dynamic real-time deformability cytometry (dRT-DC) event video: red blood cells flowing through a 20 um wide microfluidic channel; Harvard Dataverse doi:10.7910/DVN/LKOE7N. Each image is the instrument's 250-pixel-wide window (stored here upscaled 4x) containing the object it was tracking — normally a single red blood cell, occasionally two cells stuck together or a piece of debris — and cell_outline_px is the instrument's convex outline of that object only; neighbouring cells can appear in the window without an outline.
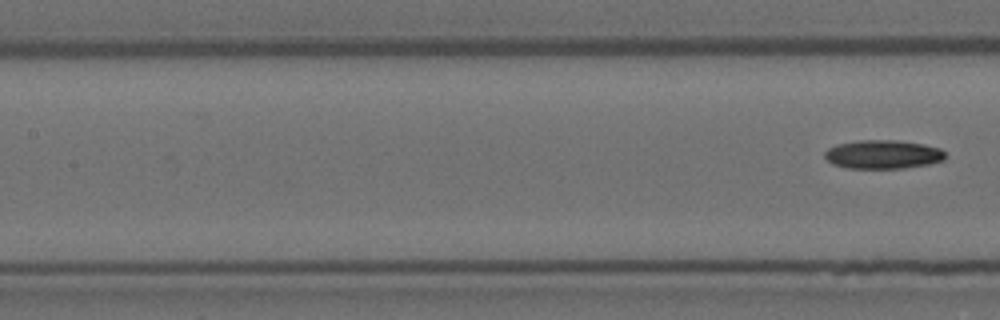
{"species": "Egyptian fruit bat (a non-hibernating species)", "species_latin": "Rousettus aegyptiacus", "temperature_condition": "room temperature", "stored_images_in_passage": 8, "segment_of_instrument_passage": [2, 2], "camera_frame_rate_fps": 3000, "um_per_image_px": 0.085, "animal": {"sex": "female"}, "frame": {"image": 1, "passage_image": 8, "time_ms": 2.333, "image_size_px": [1000, 320], "cell_outline_px": [[944, 160], [928, 164], [904, 168], [848, 168], [832, 164], [824, 156], [824, 152], [828, 148], [836, 144], [860, 140], [896, 140], [924, 144], [940, 148], [944, 152]], "centroid_in_image_um": [75.03, 13.12], "position_along_channel_um": 132.4, "area_um2": 20.17}}